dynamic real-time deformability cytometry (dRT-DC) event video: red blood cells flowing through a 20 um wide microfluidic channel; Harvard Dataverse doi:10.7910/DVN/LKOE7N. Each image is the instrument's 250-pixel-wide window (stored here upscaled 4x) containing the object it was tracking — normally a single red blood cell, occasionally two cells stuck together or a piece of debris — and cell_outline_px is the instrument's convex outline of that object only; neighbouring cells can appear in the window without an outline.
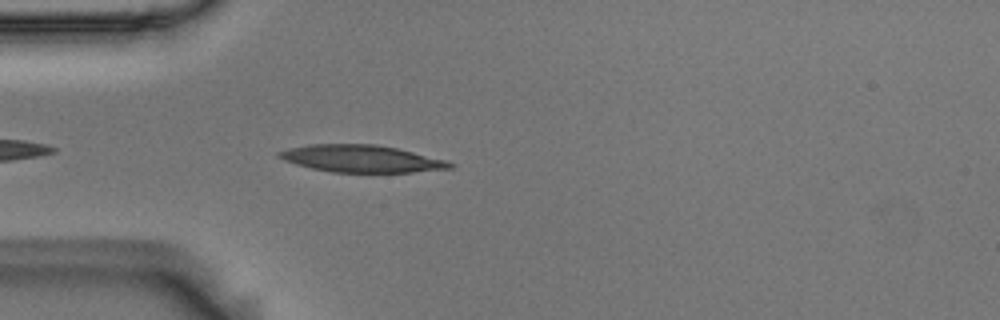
{"species": "Egyptian fruit bat (a non-hibernating species)", "species_latin": "Rousettus aegyptiacus", "temperature_condition": "room temperature", "stored_images_in_passage": 28, "camera_frame_rate_fps": 3000, "um_per_image_px": 0.085, "animal": {"sex": "male"}, "frame": {"image": 1, "passage_image": 3, "time_ms": 0.667, "image_size_px": [1000, 320], "cell_outline_px": [[456, 164], [452, 168], [412, 172], [332, 172], [312, 168], [296, 164], [284, 160], [276, 156], [276, 152], [288, 148], [308, 144], [376, 144], [396, 148], [444, 160]], "centroid_in_image_um": [30.66, 13.48], "position_along_channel_um": 54.3, "area_um2": 26.88}}
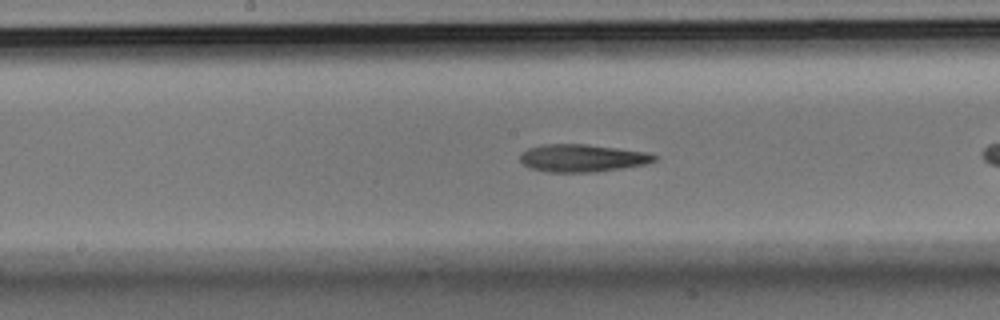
{"frame": {"image": 2, "passage_image": 12, "time_ms": 3.667, "image_size_px": [1000, 320], "cell_outline_px": [[660, 156], [656, 160], [648, 164], [624, 168], [596, 172], [548, 172], [532, 168], [524, 164], [520, 160], [520, 152], [528, 148], [544, 144], [588, 144], [644, 152]], "centroid_in_image_um": [49.51, 13.44], "position_along_channel_um": 198.7, "area_um2": 21.68}}
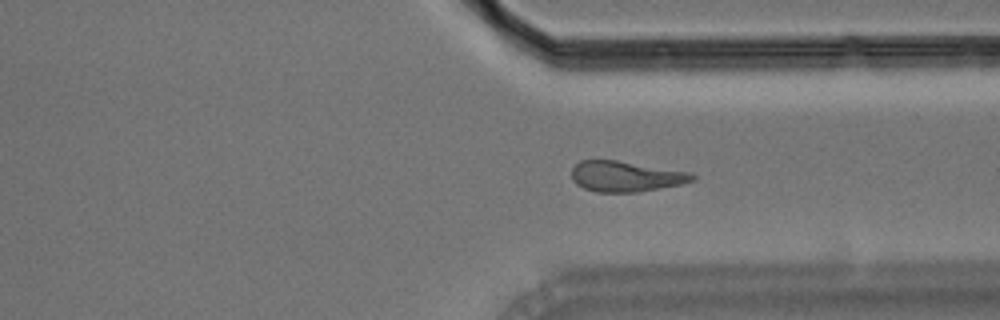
{"frame": {"image": 3, "passage_image": 25, "time_ms": 8.0, "image_size_px": [1000, 320], "cell_outline_px": [[696, 176], [692, 180], [680, 184], [636, 192], [596, 192], [584, 188], [576, 184], [572, 180], [572, 168], [580, 160], [616, 160], [692, 172]], "centroid_in_image_um": [53.16, 14.98], "position_along_channel_um": 358.2, "area_um2": 21.39}}